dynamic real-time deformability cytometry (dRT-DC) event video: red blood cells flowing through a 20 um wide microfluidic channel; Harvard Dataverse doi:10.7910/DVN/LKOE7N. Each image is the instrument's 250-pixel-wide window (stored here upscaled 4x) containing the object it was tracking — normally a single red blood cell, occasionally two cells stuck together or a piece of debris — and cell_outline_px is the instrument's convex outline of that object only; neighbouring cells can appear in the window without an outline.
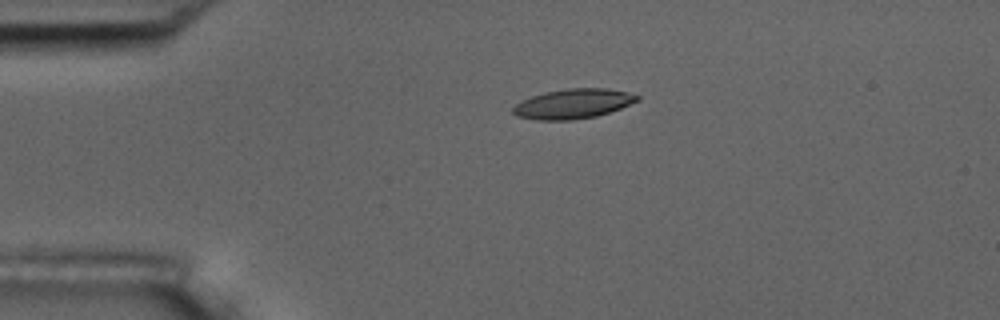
{"species": "common noctule bat (a hibernating species)", "species_latin": "Nyctalus noctula", "temperature_condition": "room temperature", "stored_images_in_passage": 2, "camera_frame_rate_fps": 3000, "um_per_image_px": 0.085, "animal": {"sex": "male", "body_mass_g": 17.5, "forearm_length_mm": 52.3}, "frame": {"image": 1, "passage_image": 1, "time_ms": 0.0, "image_size_px": [1000, 320], "cell_outline_px": [[640, 100], [620, 108], [596, 116], [572, 120], [536, 120], [516, 116], [512, 112], [512, 108], [520, 100], [544, 92], [568, 88], [608, 88], [628, 92], [640, 96]], "centroid_in_image_um": [48.69, 8.81], "position_along_channel_um": 36.3, "area_um2": 21.62}}